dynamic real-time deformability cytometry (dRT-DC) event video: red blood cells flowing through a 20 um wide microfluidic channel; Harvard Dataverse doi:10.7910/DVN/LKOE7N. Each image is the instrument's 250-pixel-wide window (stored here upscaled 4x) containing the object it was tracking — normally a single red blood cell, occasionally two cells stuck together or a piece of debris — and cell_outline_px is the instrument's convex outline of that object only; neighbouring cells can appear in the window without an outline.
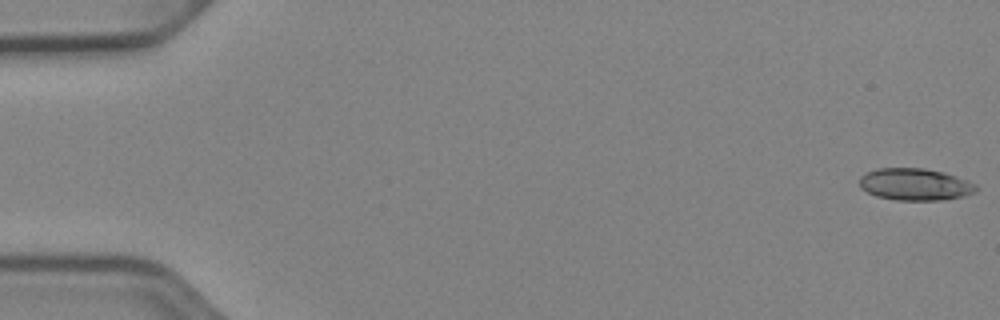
{"species": "Egyptian fruit bat (a non-hibernating species)", "species_latin": "Rousettus aegyptiacus", "temperature_condition": "cold", "stored_images_in_passage": 52, "camera_frame_rate_fps": 3000, "um_per_image_px": 0.085, "animal": {"sex": "female"}, "frame": {"image": 1, "passage_image": 1, "time_ms": 0.0, "image_size_px": [1000, 320], "cell_outline_px": [[980, 188], [976, 192], [964, 196], [944, 200], [896, 200], [876, 196], [860, 188], [860, 176], [876, 168], [924, 168], [944, 172], [968, 180], [976, 184]], "centroid_in_image_um": [77.82, 15.67], "position_along_channel_um": 7.2, "area_um2": 21.96}}
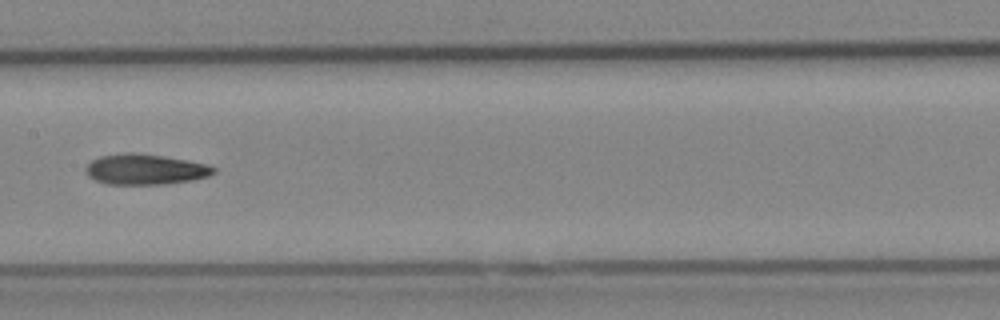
{"frame": {"image": 2, "passage_image": 27, "time_ms": 8.667, "image_size_px": [1000, 320], "cell_outline_px": [[216, 172], [208, 176], [192, 180], [164, 184], [104, 184], [88, 176], [84, 172], [84, 168], [92, 160], [100, 156], [124, 152], [132, 152], [164, 156], [188, 160], [208, 164], [216, 168]], "centroid_in_image_um": [12.33, 14.39], "position_along_channel_um": 195.1, "area_um2": 22.95}}
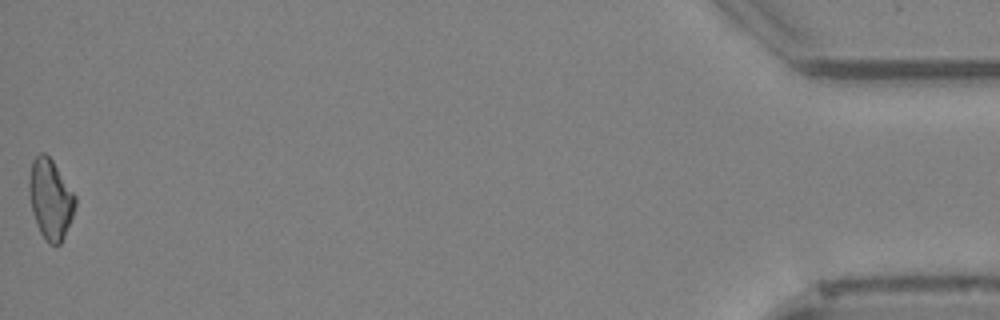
{"frame": {"image": 3, "passage_image": 52, "time_ms": 17.0, "image_size_px": [1000, 320], "cell_outline_px": [[76, 204], [72, 216], [64, 236], [60, 244], [48, 244], [40, 232], [36, 224], [32, 212], [28, 188], [28, 184], [32, 160], [40, 152], [44, 152], [52, 160], [76, 196]], "centroid_in_image_um": [4.27, 16.92], "position_along_channel_um": 430.9, "area_um2": 21.39}, "authors_computed_cell_mechanics": {"area_um2": 22.0796, "velocity_mm_per_s": 3.9658, "shape_relaxation_time_tau1_ms": 10.1451, "shape_relaxation_time_tau2_ms": 5.5946, "deformation_change_tau1": 0.2187, "deformation_change_tau2": 0.1481}}